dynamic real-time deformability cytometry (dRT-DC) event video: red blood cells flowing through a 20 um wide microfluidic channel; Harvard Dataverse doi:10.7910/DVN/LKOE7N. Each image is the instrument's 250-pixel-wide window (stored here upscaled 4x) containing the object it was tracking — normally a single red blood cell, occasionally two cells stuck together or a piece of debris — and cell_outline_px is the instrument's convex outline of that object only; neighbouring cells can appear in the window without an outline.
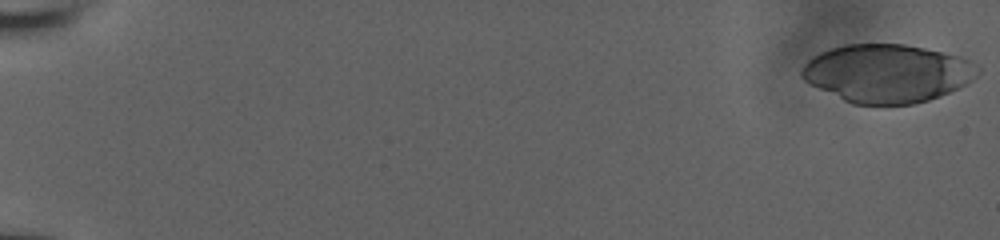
{"species": "human", "species_latin": "Homo sapiens", "temperature_condition": "room temperature", "stored_images_in_passage": 56, "camera_frame_rate_fps": 3000, "um_per_image_px": 0.085, "donor": {"sex": "male"}, "frame": {"image": 1, "passage_image": 1, "time_ms": 0.0, "image_size_px": [1000, 240], "cell_outline_px": [[980, 72], [976, 76], [964, 84], [940, 96], [928, 100], [912, 104], [852, 104], [808, 84], [800, 76], [800, 72], [804, 64], [808, 60], [820, 52], [844, 44], [904, 44], [924, 48], [960, 56], [968, 60], [980, 68]], "centroid_in_image_um": [75.37, 6.23], "position_along_channel_um": 9.6, "area_um2": 59.48}}
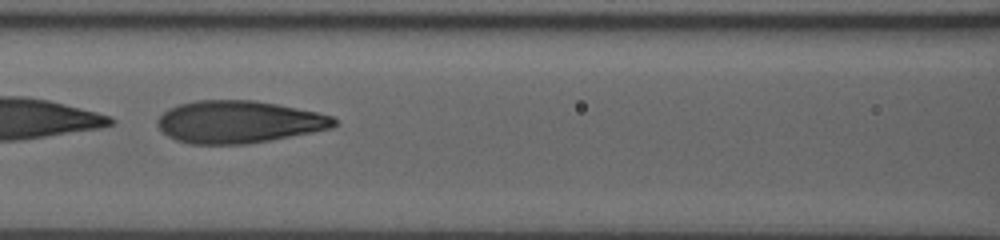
{"frame": {"image": 2, "passage_image": 29, "time_ms": 9.333, "image_size_px": [1000, 240], "cell_outline_px": [[336, 124], [332, 128], [312, 132], [248, 144], [188, 144], [176, 140], [168, 136], [156, 124], [156, 120], [168, 108], [180, 104], [196, 100], [256, 100], [316, 112], [332, 116], [336, 120]], "centroid_in_image_um": [20.26, 10.36], "position_along_channel_um": 146.3, "area_um2": 43.47}}
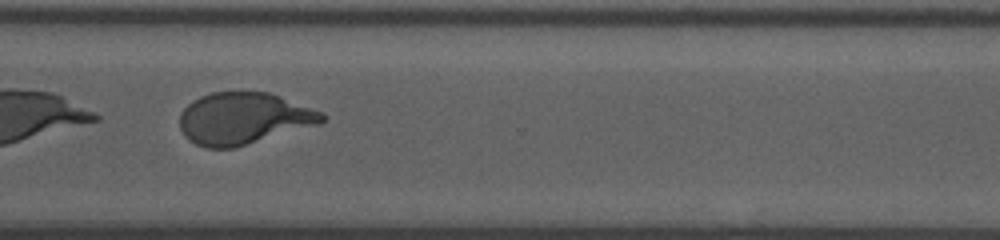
{"frame": {"image": 3, "passage_image": 45, "time_ms": 14.667, "image_size_px": [1000, 240], "cell_outline_px": [[324, 120], [320, 124], [236, 148], [208, 148], [196, 144], [188, 140], [184, 136], [180, 128], [180, 116], [184, 108], [192, 100], [200, 96], [212, 92], [268, 92], [280, 96], [324, 112]], "centroid_in_image_um": [20.71, 10.08], "position_along_channel_um": 349.9, "area_um2": 43.18}, "authors_computed_cell_mechanics": {"area_um2": 45.2285, "velocity_mm_per_s": 3.8271, "shape_relaxation_time_tau1_ms": 1.5429, "shape_relaxation_time_tau2_ms": 0.8312, "deformation_change_tau1": 0.3301, "deformation_change_tau2": 0.0838}}